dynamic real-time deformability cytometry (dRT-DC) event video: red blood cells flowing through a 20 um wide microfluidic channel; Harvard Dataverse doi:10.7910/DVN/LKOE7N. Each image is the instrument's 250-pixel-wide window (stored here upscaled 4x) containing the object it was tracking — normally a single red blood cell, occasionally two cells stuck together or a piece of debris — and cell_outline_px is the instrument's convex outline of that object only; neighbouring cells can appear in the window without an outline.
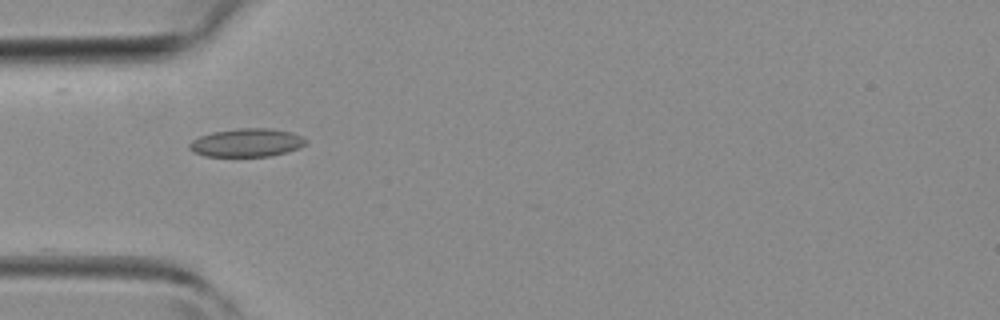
{"species": "common noctule bat (a hibernating species)", "species_latin": "Nyctalus noctula", "temperature_condition": "room temperature", "stored_images_in_passage": 18, "camera_frame_rate_fps": 3000, "um_per_image_px": 0.085, "animal": {"sex": "female", "body_mass_g": 19.3, "forearm_length_mm": 54.1}, "frame": {"image": 1, "passage_image": 1, "time_ms": 0.0, "image_size_px": [1000, 320], "cell_outline_px": [[308, 140], [300, 148], [288, 152], [272, 156], [204, 156], [192, 152], [188, 148], [188, 144], [192, 140], [200, 136], [212, 132], [236, 128], [268, 128], [292, 132], [304, 136]], "centroid_in_image_um": [20.98, 12.12], "position_along_channel_um": 64.0, "area_um2": 19.48}}